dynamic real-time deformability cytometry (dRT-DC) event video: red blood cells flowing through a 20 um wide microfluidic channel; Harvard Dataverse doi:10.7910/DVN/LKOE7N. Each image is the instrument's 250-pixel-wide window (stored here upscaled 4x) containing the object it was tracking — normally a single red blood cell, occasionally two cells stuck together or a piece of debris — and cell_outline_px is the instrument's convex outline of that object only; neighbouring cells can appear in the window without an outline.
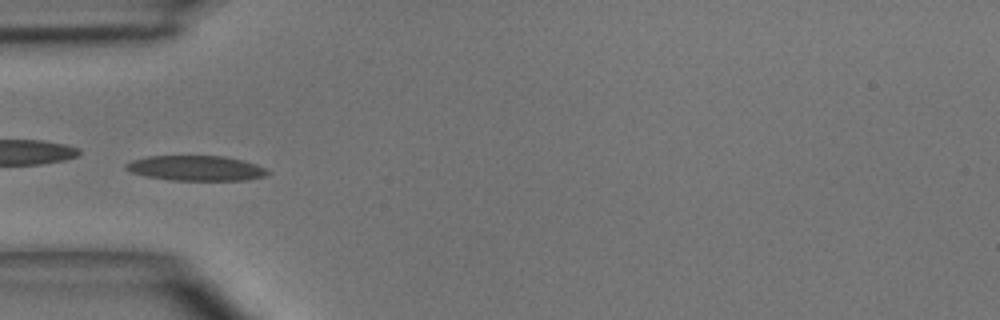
{"species": "common noctule bat (a hibernating species)", "species_latin": "Nyctalus noctula", "temperature_condition": "room temperature", "stored_images_in_passage": 4, "camera_frame_rate_fps": 3000, "um_per_image_px": 0.085, "animal": {"sex": "male", "body_mass_g": 15.6}, "frame": {"image": 1, "passage_image": 4, "time_ms": 3.333, "image_size_px": [1000, 320], "cell_outline_px": [[272, 172], [264, 176], [248, 180], [168, 180], [144, 176], [132, 172], [124, 168], [124, 164], [132, 160], [148, 156], [224, 156], [244, 160], [256, 164]], "centroid_in_image_um": [16.65, 14.29], "position_along_channel_um": 68.3, "area_um2": 20.87}}